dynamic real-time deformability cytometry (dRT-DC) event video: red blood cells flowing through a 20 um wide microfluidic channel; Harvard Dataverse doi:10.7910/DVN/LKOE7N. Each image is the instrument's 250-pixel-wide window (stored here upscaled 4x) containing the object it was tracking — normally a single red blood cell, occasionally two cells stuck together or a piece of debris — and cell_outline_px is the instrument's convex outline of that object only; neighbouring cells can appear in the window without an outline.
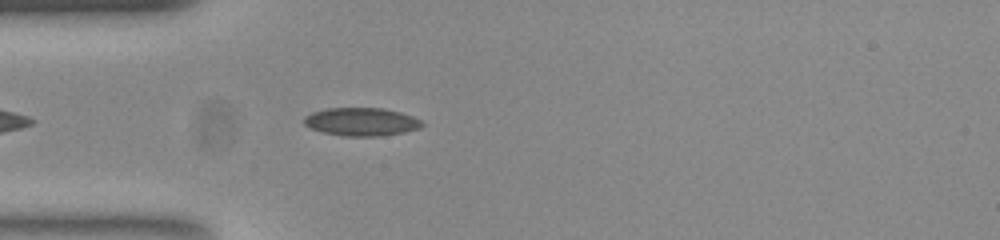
{"species": "common noctule bat (a hibernating species)", "species_latin": "Nyctalus noctula", "temperature_condition": "room temperature", "stored_images_in_passage": 43, "camera_frame_rate_fps": 3000, "um_per_image_px": 0.085, "animal": {"sex": "female", "body_mass_g": 23.0, "forearm_length_mm": 53.4}, "frame": {"image": 1, "passage_image": 5, "time_ms": 1.333, "image_size_px": [1000, 240], "cell_outline_px": [[424, 124], [420, 128], [404, 132], [380, 136], [344, 136], [324, 132], [312, 128], [304, 124], [304, 116], [312, 112], [328, 108], [384, 108], [400, 112], [412, 116], [420, 120]], "centroid_in_image_um": [30.73, 10.34], "position_along_channel_um": 54.3, "area_um2": 19.25}}
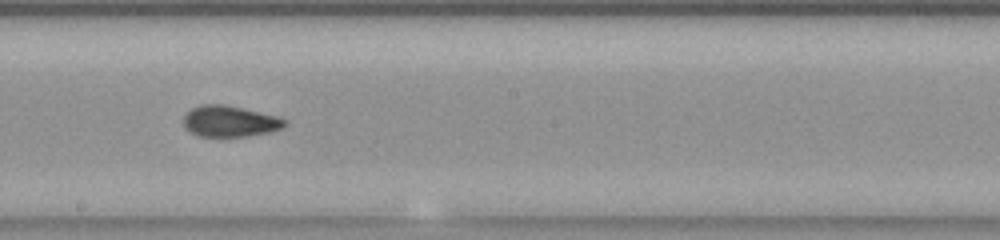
{"frame": {"image": 2, "passage_image": 19, "time_ms": 6.0, "image_size_px": [1000, 240], "cell_outline_px": [[288, 124], [284, 128], [268, 132], [244, 136], [196, 136], [188, 132], [184, 128], [184, 116], [192, 108], [200, 104], [224, 104], [276, 116], [288, 120]], "centroid_in_image_um": [19.52, 10.31], "position_along_channel_um": 228.7, "area_um2": 18.38}}
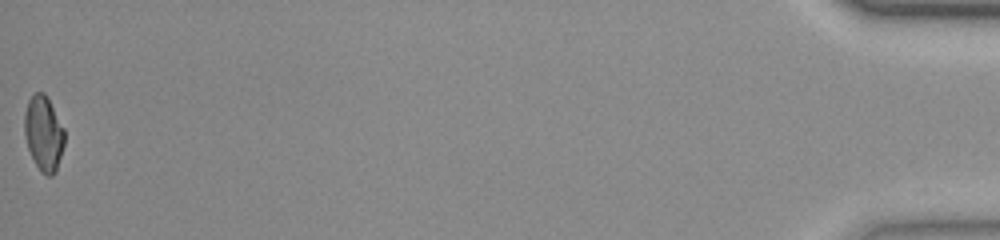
{"frame": {"image": 3, "passage_image": 43, "time_ms": 14.0, "image_size_px": [1000, 240], "cell_outline_px": [[64, 144], [56, 172], [52, 176], [48, 176], [40, 172], [28, 148], [24, 132], [24, 112], [28, 100], [36, 92], [44, 92], [64, 128]], "centroid_in_image_um": [3.7, 11.35], "position_along_channel_um": 431.5, "area_um2": 17.4}, "authors_computed_cell_mechanics": {"area_um2": 18.2648, "velocity_mm_per_s": 3.8401, "shape_relaxation_time_tau1_ms": 5.2601, "shape_relaxation_time_tau2_ms": 1.6502, "deformation_change_tau1": 0.1713, "deformation_change_tau2": 0.0783}}